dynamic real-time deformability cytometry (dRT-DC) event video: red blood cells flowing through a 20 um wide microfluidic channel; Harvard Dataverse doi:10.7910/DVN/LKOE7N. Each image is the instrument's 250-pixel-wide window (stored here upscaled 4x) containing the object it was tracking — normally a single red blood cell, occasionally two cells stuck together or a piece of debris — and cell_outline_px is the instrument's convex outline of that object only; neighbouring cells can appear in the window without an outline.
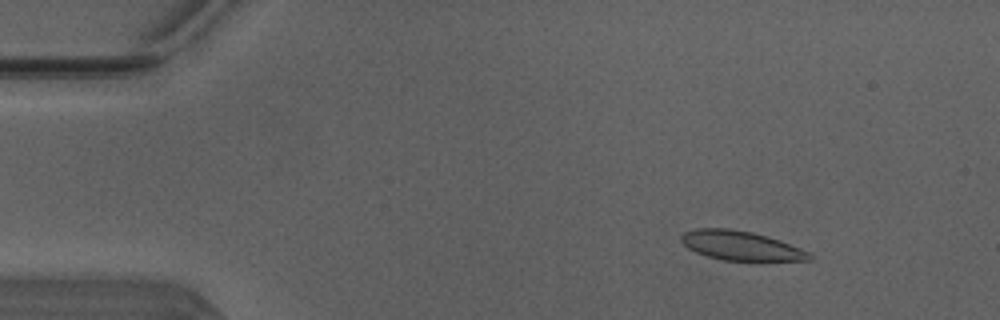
{"species": "Egyptian fruit bat (a non-hibernating species)", "species_latin": "Rousettus aegyptiacus", "temperature_condition": "warm", "stored_images_in_passage": 49, "camera_frame_rate_fps": 3000, "um_per_image_px": 0.085, "animal": {"sex": "male"}, "frame": {"image": 1, "passage_image": 6, "time_ms": 1.667, "image_size_px": [1000, 320], "cell_outline_px": [[816, 256], [812, 260], [724, 260], [708, 256], [696, 252], [688, 248], [680, 240], [680, 236], [684, 232], [696, 228], [728, 228], [752, 232], [768, 236], [780, 240], [800, 248]], "centroid_in_image_um": [62.98, 20.87], "position_along_channel_um": 22.0, "area_um2": 21.79}}
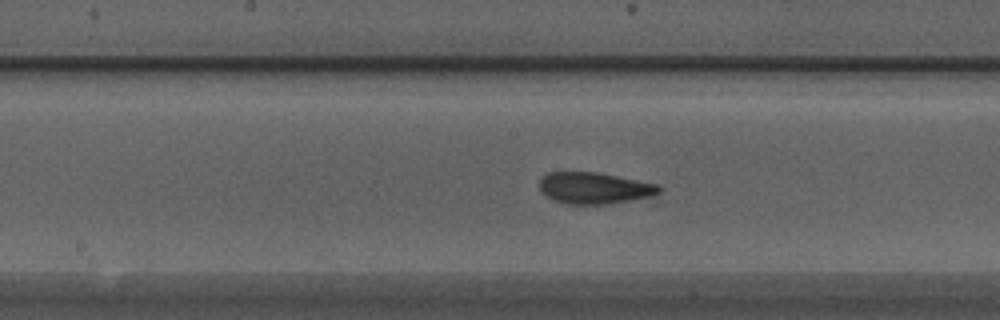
{"frame": {"image": 2, "passage_image": 25, "time_ms": 8.0, "image_size_px": [1000, 320], "cell_outline_px": [[664, 188], [660, 192], [648, 196], [608, 204], [564, 204], [552, 200], [544, 196], [540, 192], [540, 180], [548, 172], [596, 172], [656, 184]], "centroid_in_image_um": [50.45, 15.99], "position_along_channel_um": 197.8, "area_um2": 21.79}}
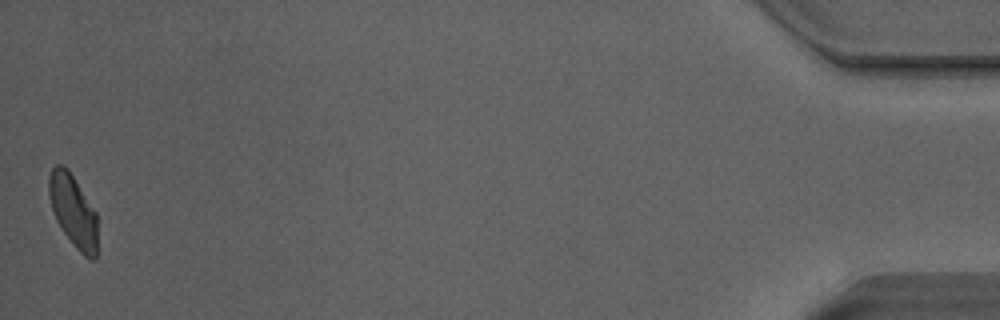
{"frame": {"image": 3, "passage_image": 49, "time_ms": 16.0, "image_size_px": [1000, 320], "cell_outline_px": [[96, 260], [92, 260], [84, 256], [76, 248], [64, 232], [56, 220], [48, 196], [48, 176], [52, 168], [56, 164], [64, 164], [68, 168], [96, 212]], "centroid_in_image_um": [6.2, 17.88], "position_along_channel_um": 429.0, "area_um2": 20.4}, "authors_computed_cell_mechanics": {"area_um2": 22.0796, "velocity_mm_per_s": 4.1144, "shape_relaxation_time_tau1_ms": 3.8941, "shape_relaxation_time_tau2_ms": 1.2821, "deformation_change_tau1": 0.1231, "deformation_change_tau2": 0.076}}